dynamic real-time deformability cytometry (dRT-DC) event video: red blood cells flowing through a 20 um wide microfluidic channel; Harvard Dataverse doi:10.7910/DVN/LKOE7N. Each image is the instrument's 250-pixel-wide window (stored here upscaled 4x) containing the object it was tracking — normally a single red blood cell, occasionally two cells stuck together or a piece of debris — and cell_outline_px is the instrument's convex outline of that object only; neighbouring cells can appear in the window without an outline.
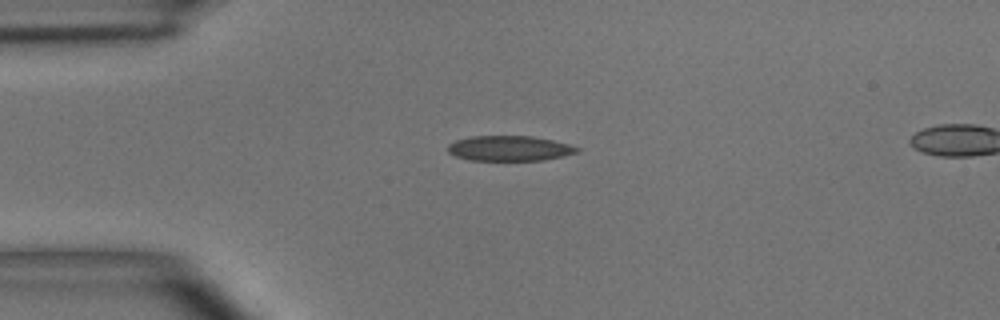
{"species": "common noctule bat (a hibernating species)", "species_latin": "Nyctalus noctula", "temperature_condition": "room temperature", "stored_images_in_passage": 3, "camera_frame_rate_fps": 3000, "um_per_image_px": 0.085, "animal": {"sex": "male", "body_mass_g": 15.6}, "frame": {"image": 1, "passage_image": 1, "time_ms": 0.0, "image_size_px": [1000, 320], "cell_outline_px": [[580, 148], [576, 152], [564, 156], [544, 160], [472, 160], [456, 156], [448, 152], [448, 144], [456, 140], [472, 136], [532, 136], [552, 140], [568, 144]], "centroid_in_image_um": [43.3, 12.61], "position_along_channel_um": 41.7, "area_um2": 18.79}}
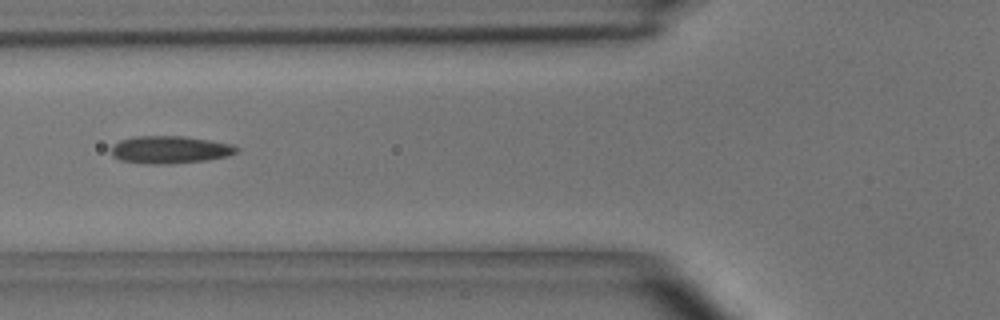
{"frame": {"image": 2, "passage_image": 3, "time_ms": 2.333, "image_size_px": [1000, 320], "cell_outline_px": [[240, 148], [236, 152], [228, 156], [204, 160], [172, 164], [144, 164], [120, 160], [112, 156], [112, 148], [120, 140], [136, 136], [184, 136], [232, 144]], "centroid_in_image_um": [14.44, 12.73], "position_along_channel_um": 111.4, "area_um2": 20.06}}